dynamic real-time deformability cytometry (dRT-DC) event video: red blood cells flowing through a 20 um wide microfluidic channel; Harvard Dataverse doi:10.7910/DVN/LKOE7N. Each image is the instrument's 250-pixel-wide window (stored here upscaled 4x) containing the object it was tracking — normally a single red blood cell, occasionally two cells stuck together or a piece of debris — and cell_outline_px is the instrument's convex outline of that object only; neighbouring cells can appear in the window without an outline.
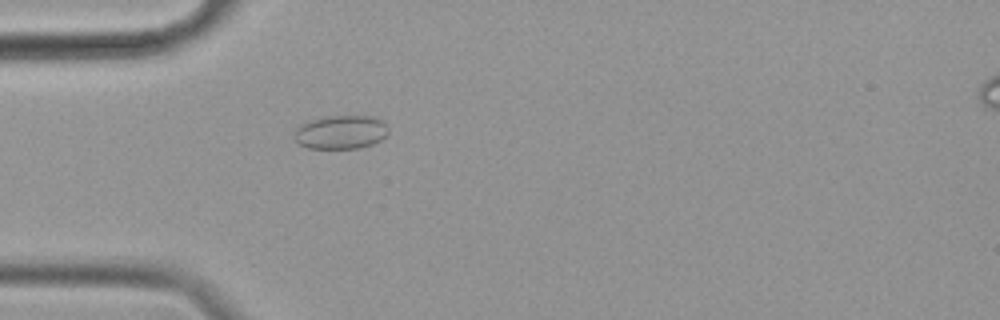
{"species": "common noctule bat (a hibernating species)", "species_latin": "Nyctalus noctula", "temperature_condition": "cold", "stored_images_in_passage": 51, "camera_frame_rate_fps": 3000, "um_per_image_px": 0.085, "animal": {"sex": "female", "body_mass_g": 19.9}, "frame": {"image": 1, "passage_image": 10, "time_ms": 3.0, "image_size_px": [1000, 320], "cell_outline_px": [[388, 132], [380, 140], [372, 144], [360, 148], [308, 148], [300, 144], [292, 136], [296, 128], [300, 124], [308, 120], [320, 116], [372, 116], [384, 120], [388, 124]], "centroid_in_image_um": [28.96, 11.21], "position_along_channel_um": 56.0, "area_um2": 18.79}}
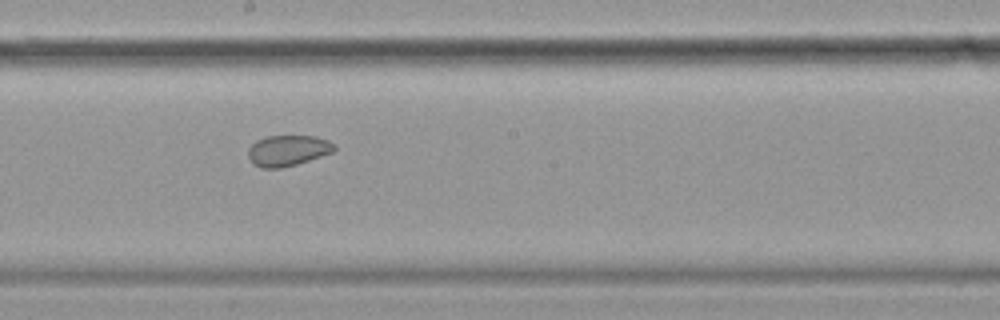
{"frame": {"image": 2, "passage_image": 25, "time_ms": 8.0, "image_size_px": [1000, 320], "cell_outline_px": [[336, 148], [332, 152], [296, 164], [280, 168], [260, 168], [252, 164], [248, 156], [248, 148], [256, 140], [268, 136], [316, 136], [328, 140]], "centroid_in_image_um": [24.41, 12.8], "position_along_channel_um": 223.8, "area_um2": 15.37}}
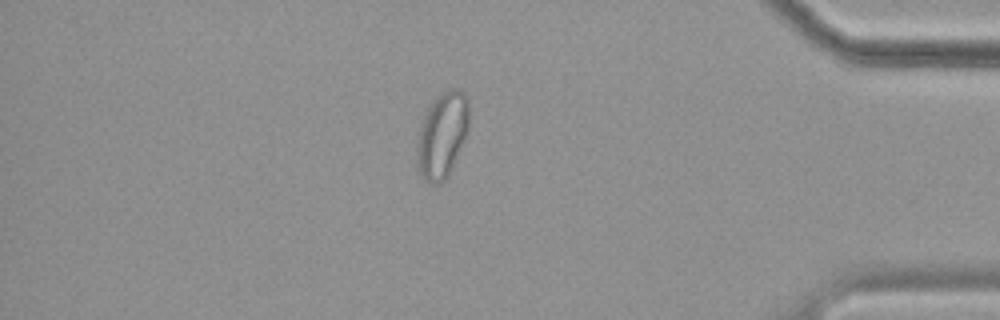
{"frame": {"image": 3, "passage_image": 43, "time_ms": 14.0, "image_size_px": [1000, 320], "cell_outline_px": [[468, 132], [452, 168], [448, 176], [440, 184], [432, 184], [424, 180], [420, 176], [416, 164], [416, 140], [420, 124], [432, 100], [440, 92], [448, 88], [456, 88], [464, 92], [468, 100]], "centroid_in_image_um": [37.56, 11.48], "position_along_channel_um": 397.6, "area_um2": 26.59}, "authors_computed_cell_mechanics": {"area_um2": 18.785, "velocity_mm_per_s": 3.4602, "shape_relaxation_time_tau1_ms": null, "shape_relaxation_time_tau2_ms": 2.5076, "deformation_change_tau1": null, "deformation_change_tau2": 0.0536}}